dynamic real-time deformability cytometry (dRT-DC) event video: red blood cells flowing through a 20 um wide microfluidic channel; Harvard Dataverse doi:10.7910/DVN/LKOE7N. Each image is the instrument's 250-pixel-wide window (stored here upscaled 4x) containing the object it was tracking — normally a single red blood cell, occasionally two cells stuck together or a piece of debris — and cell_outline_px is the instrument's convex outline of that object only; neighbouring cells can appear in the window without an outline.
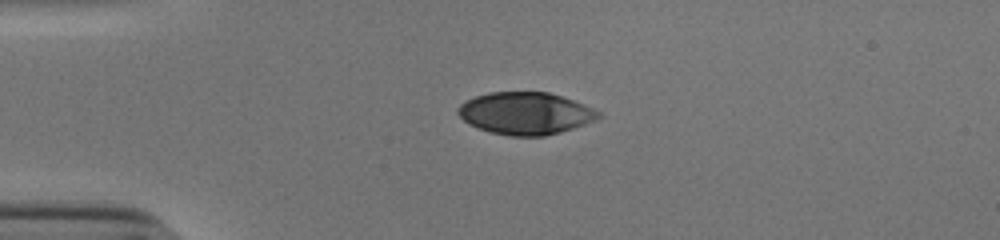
{"species": "human", "species_latin": "Homo sapiens", "temperature_condition": "cold", "stored_images_in_passage": 41, "camera_frame_rate_fps": 3000, "um_per_image_px": 0.085, "donor": {"sex": "male"}, "frame": {"image": 1, "passage_image": 1, "time_ms": 0.0, "image_size_px": [1000, 240], "cell_outline_px": [[600, 116], [596, 120], [560, 132], [544, 136], [508, 136], [488, 132], [464, 120], [456, 112], [456, 108], [464, 100], [488, 92], [548, 92], [572, 100], [592, 108], [600, 112]], "centroid_in_image_um": [44.62, 9.63], "position_along_channel_um": 40.4, "area_um2": 34.39}}
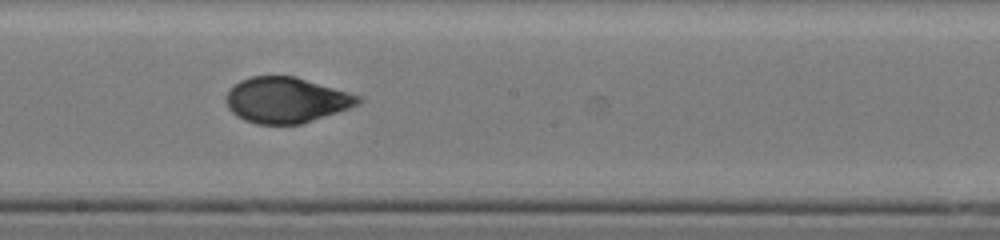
{"frame": {"image": 2, "passage_image": 18, "time_ms": 5.667, "image_size_px": [1000, 240], "cell_outline_px": [[364, 100], [360, 104], [300, 124], [256, 124], [244, 120], [236, 116], [228, 108], [224, 100], [224, 96], [240, 80], [252, 76], [296, 76], [348, 92], [360, 96]], "centroid_in_image_um": [24.3, 8.5], "position_along_channel_um": 223.9, "area_um2": 35.03}}
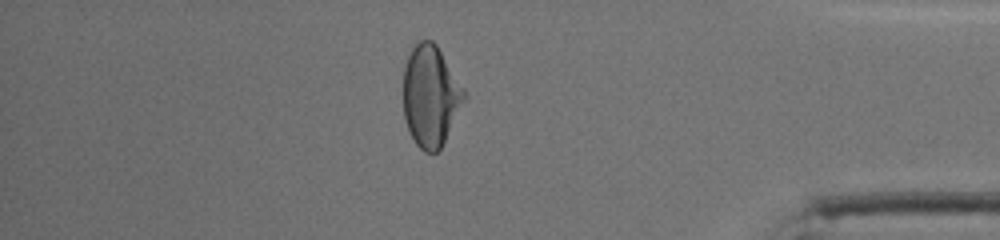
{"frame": {"image": 3, "passage_image": 34, "time_ms": 11.0, "image_size_px": [1000, 240], "cell_outline_px": [[464, 100], [440, 148], [436, 152], [424, 152], [416, 144], [408, 128], [404, 116], [404, 68], [408, 56], [412, 48], [420, 40], [432, 40], [436, 44], [464, 88]], "centroid_in_image_um": [36.58, 8.13], "position_along_channel_um": 398.6, "area_um2": 35.08}, "authors_computed_cell_mechanics": {"area_um2": 35.7204, "velocity_mm_per_s": 3.8525, "shape_relaxation_time_tau1_ms": 8.0188, "shape_relaxation_time_tau2_ms": 0.7727, "deformation_change_tau1": 0.2493, "deformation_change_tau2": 0.0341}}